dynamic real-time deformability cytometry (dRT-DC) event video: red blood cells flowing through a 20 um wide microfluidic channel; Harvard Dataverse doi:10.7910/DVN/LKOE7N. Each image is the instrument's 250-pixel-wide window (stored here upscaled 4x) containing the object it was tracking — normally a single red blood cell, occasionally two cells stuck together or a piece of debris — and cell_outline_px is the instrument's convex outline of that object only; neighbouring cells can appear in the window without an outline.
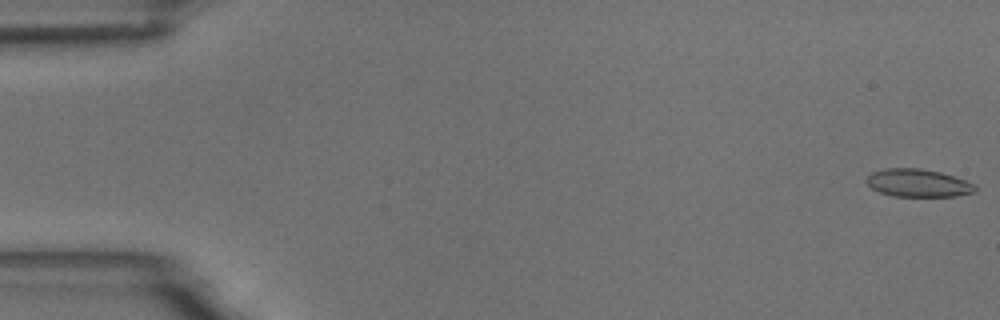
{"species": "common noctule bat (a hibernating species)", "species_latin": "Nyctalus noctula", "temperature_condition": "room temperature", "stored_images_in_passage": 54, "camera_frame_rate_fps": 3000, "um_per_image_px": 0.085, "animal": {"sex": "male", "body_mass_g": 18.8}, "frame": {"image": 1, "passage_image": 1, "time_ms": 0.0, "image_size_px": [1000, 320], "cell_outline_px": [[976, 192], [956, 196], [892, 196], [880, 192], [872, 188], [864, 180], [872, 172], [884, 168], [920, 168], [940, 172], [976, 184]], "centroid_in_image_um": [78.02, 15.55], "position_along_channel_um": 7.0, "area_um2": 17.63}}
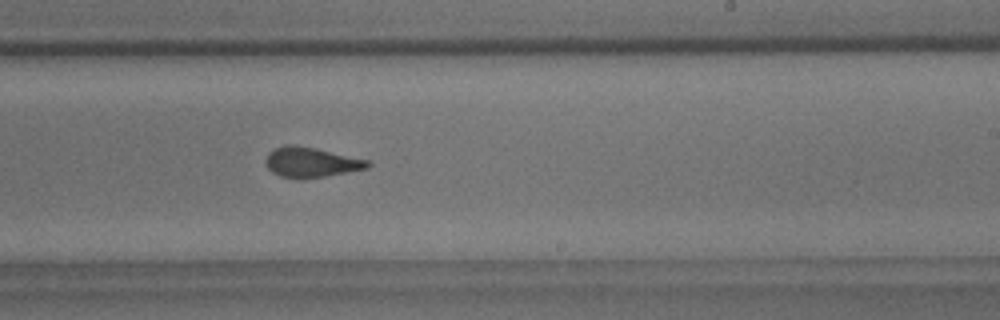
{"frame": {"image": 2, "passage_image": 33, "time_ms": 10.667, "image_size_px": [1000, 320], "cell_outline_px": [[372, 164], [368, 168], [324, 176], [280, 176], [272, 172], [264, 164], [264, 160], [268, 152], [284, 144], [292, 144], [316, 148], [368, 160]], "centroid_in_image_um": [26.41, 13.75], "position_along_channel_um": 262.6, "area_um2": 17.4}}
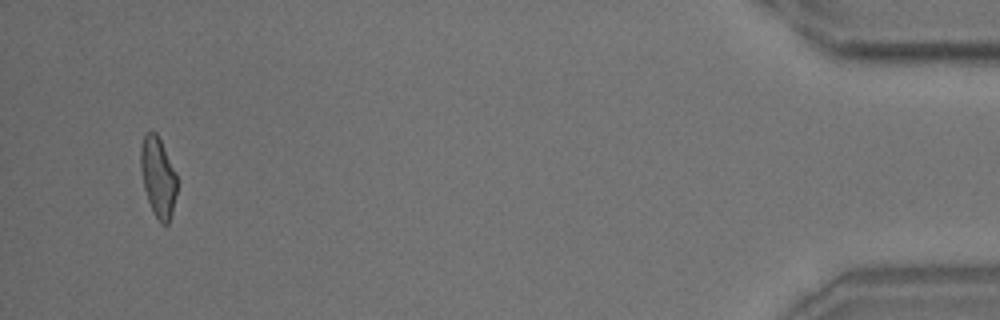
{"frame": {"image": 3, "passage_image": 52, "time_ms": 17.0, "image_size_px": [1000, 320], "cell_outline_px": [[176, 192], [172, 212], [168, 224], [160, 224], [152, 212], [144, 188], [140, 168], [140, 148], [144, 136], [148, 132], [156, 132], [176, 172]], "centroid_in_image_um": [13.42, 15.08], "position_along_channel_um": 421.8, "area_um2": 16.82}, "authors_computed_cell_mechanics": {"area_um2": 17.918, "velocity_mm_per_s": 3.7664, "shape_relaxation_time_tau1_ms": null, "shape_relaxation_time_tau2_ms": 1.2763, "deformation_change_tau1": null, "deformation_change_tau2": 0.1021}}